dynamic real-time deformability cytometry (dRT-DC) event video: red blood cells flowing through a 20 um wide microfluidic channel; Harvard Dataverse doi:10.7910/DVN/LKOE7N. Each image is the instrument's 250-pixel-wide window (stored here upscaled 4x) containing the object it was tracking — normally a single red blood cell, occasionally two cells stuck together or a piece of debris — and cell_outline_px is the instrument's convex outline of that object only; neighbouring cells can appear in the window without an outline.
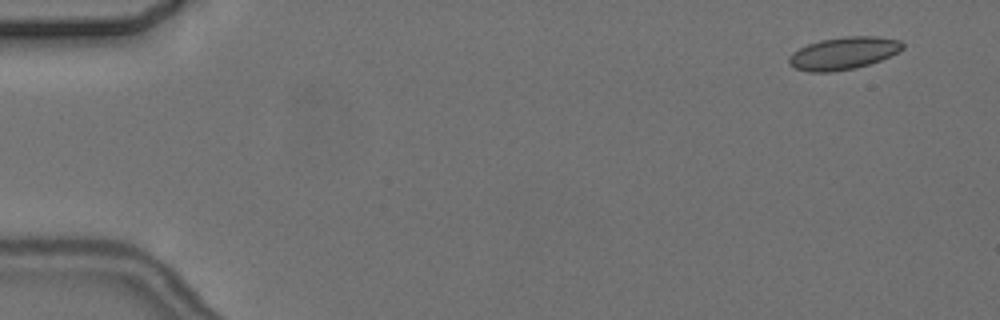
{"species": "common noctule bat (a hibernating species)", "species_latin": "Nyctalus noctula", "temperature_condition": "cold", "stored_images_in_passage": 5, "camera_frame_rate_fps": 3000, "um_per_image_px": 0.085, "animal": {"sex": "female", "body_mass_g": 24.6, "forearm_length_mm": 56.2}, "frame": {"image": 1, "passage_image": 1, "time_ms": 0.0, "image_size_px": [1000, 320], "cell_outline_px": [[904, 48], [900, 52], [880, 60], [856, 68], [832, 72], [808, 72], [796, 68], [788, 64], [788, 56], [792, 52], [808, 44], [820, 40], [844, 36], [876, 36], [900, 40], [904, 44]], "centroid_in_image_um": [71.7, 4.52], "position_along_channel_um": 13.3, "area_um2": 21.68}}